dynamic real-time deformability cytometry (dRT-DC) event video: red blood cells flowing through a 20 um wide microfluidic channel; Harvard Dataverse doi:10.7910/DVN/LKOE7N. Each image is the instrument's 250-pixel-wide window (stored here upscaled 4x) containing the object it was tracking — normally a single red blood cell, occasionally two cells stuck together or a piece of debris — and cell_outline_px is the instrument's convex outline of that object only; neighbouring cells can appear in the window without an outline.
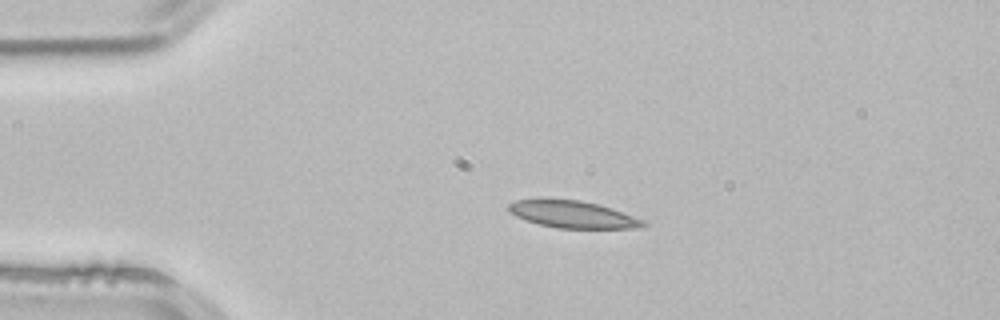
{"species": "common noctule bat (a hibernating species)", "species_latin": "Nyctalus noctula", "temperature_condition": "room temperature", "stored_images_in_passage": 3, "camera_frame_rate_fps": 3000, "um_per_image_px": 0.085, "animal": {"sex": "male", "body_mass_g": 21.5, "forearm_length_mm": 52.0}, "frame": {"image": 1, "passage_image": 2, "time_ms": 0.333, "image_size_px": [1000, 320], "cell_outline_px": [[648, 224], [644, 228], [560, 228], [540, 224], [516, 216], [508, 208], [508, 204], [516, 200], [580, 200], [612, 208], [644, 220]], "centroid_in_image_um": [48.77, 18.24], "position_along_channel_um": 36.2, "area_um2": 20.75}}